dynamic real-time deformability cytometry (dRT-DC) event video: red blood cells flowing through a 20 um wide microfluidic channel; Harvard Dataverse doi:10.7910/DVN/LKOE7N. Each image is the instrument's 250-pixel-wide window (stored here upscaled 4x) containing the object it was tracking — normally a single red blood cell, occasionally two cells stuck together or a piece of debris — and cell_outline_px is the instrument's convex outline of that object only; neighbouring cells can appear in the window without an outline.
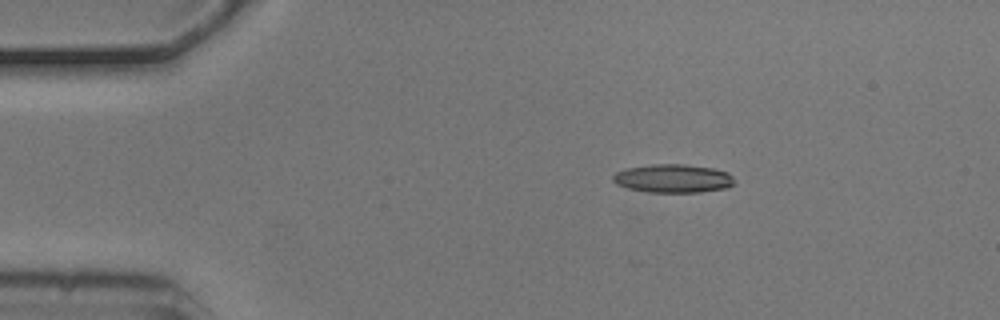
{"species": "common noctule bat (a hibernating species)", "species_latin": "Nyctalus noctula", "temperature_condition": "cold", "stored_images_in_passage": 5, "camera_frame_rate_fps": 3000, "um_per_image_px": 0.085, "animal": {"sex": "male", "body_mass_g": 20.5, "forearm_length_mm": 52.5}, "frame": {"image": 1, "passage_image": 3, "time_ms": 0.667, "image_size_px": [1000, 320], "cell_outline_px": [[736, 184], [728, 188], [700, 192], [648, 192], [628, 188], [616, 184], [612, 180], [612, 176], [616, 172], [624, 168], [652, 164], [684, 164], [712, 168], [728, 172], [736, 180]], "centroid_in_image_um": [57.23, 15.17], "position_along_channel_um": 27.8, "area_um2": 20.4}}